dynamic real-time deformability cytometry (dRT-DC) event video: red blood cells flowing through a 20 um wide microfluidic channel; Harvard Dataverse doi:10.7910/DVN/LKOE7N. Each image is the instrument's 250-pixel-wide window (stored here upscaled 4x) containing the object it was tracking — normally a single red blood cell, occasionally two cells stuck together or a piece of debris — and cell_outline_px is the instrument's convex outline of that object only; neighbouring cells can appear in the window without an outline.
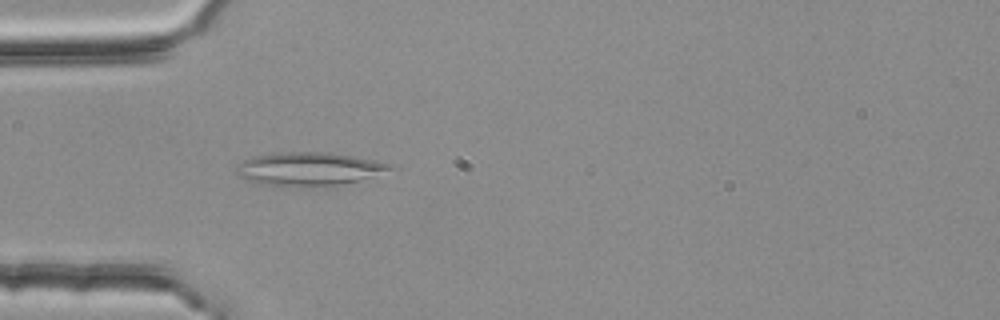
{"species": "common noctule bat (a hibernating species)", "species_latin": "Nyctalus noctula", "temperature_condition": "room temperature", "stored_images_in_passage": 53, "segment_of_instrument_passage": [1, 2], "camera_frame_rate_fps": 3000, "um_per_image_px": 0.085, "animal": {"sex": "female", "body_mass_g": 25.1}, "frame": {"image": 1, "passage_image": 15, "time_ms": 4.667, "image_size_px": [1000, 320], "cell_outline_px": [[396, 168], [356, 180], [336, 184], [304, 188], [280, 188], [260, 184], [248, 180], [240, 176], [236, 172], [236, 168], [244, 160], [252, 156], [280, 152], [328, 152], [352, 156], [392, 164]], "centroid_in_image_um": [26.16, 14.38], "position_along_channel_um": 58.8, "area_um2": 29.94}}